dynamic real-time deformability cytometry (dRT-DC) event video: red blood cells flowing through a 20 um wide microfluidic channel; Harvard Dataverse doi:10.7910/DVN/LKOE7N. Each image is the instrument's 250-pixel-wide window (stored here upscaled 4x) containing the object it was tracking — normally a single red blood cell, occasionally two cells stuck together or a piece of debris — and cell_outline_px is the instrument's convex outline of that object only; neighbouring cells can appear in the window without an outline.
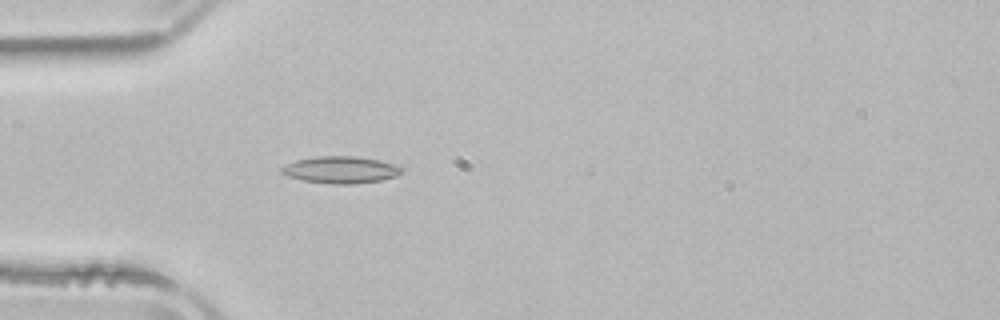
{"species": "common noctule bat (a hibernating species)", "species_latin": "Nyctalus noctula", "temperature_condition": "room temperature", "stored_images_in_passage": 2, "camera_frame_rate_fps": 3000, "um_per_image_px": 0.085, "animal": {"sex": "male", "body_mass_g": 21.5, "forearm_length_mm": 52.0}, "frame": {"image": 1, "passage_image": 2, "time_ms": 1.333, "image_size_px": [1000, 320], "cell_outline_px": [[404, 172], [396, 176], [380, 180], [356, 184], [332, 184], [304, 180], [288, 176], [280, 172], [280, 168], [284, 164], [296, 160], [316, 156], [356, 156], [376, 160], [392, 164], [404, 168]], "centroid_in_image_um": [28.94, 14.43], "position_along_channel_um": 56.1, "area_um2": 18.84}}